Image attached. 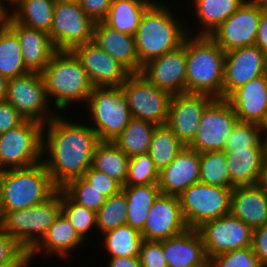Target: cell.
<instances>
[{
    "instance_id": "50",
    "label": "cell",
    "mask_w": 267,
    "mask_h": 267,
    "mask_svg": "<svg viewBox=\"0 0 267 267\" xmlns=\"http://www.w3.org/2000/svg\"><path fill=\"white\" fill-rule=\"evenodd\" d=\"M251 247L260 263L267 267V224L253 229Z\"/></svg>"
},
{
    "instance_id": "11",
    "label": "cell",
    "mask_w": 267,
    "mask_h": 267,
    "mask_svg": "<svg viewBox=\"0 0 267 267\" xmlns=\"http://www.w3.org/2000/svg\"><path fill=\"white\" fill-rule=\"evenodd\" d=\"M132 118L156 125L168 121L171 95L158 89L140 73H131L121 85Z\"/></svg>"
},
{
    "instance_id": "37",
    "label": "cell",
    "mask_w": 267,
    "mask_h": 267,
    "mask_svg": "<svg viewBox=\"0 0 267 267\" xmlns=\"http://www.w3.org/2000/svg\"><path fill=\"white\" fill-rule=\"evenodd\" d=\"M104 246L110 257L138 256L141 242V233L129 225H124L103 233Z\"/></svg>"
},
{
    "instance_id": "8",
    "label": "cell",
    "mask_w": 267,
    "mask_h": 267,
    "mask_svg": "<svg viewBox=\"0 0 267 267\" xmlns=\"http://www.w3.org/2000/svg\"><path fill=\"white\" fill-rule=\"evenodd\" d=\"M44 125L25 120L19 126L0 134V171L25 168L42 161Z\"/></svg>"
},
{
    "instance_id": "45",
    "label": "cell",
    "mask_w": 267,
    "mask_h": 267,
    "mask_svg": "<svg viewBox=\"0 0 267 267\" xmlns=\"http://www.w3.org/2000/svg\"><path fill=\"white\" fill-rule=\"evenodd\" d=\"M29 253L0 228V265L29 264Z\"/></svg>"
},
{
    "instance_id": "55",
    "label": "cell",
    "mask_w": 267,
    "mask_h": 267,
    "mask_svg": "<svg viewBox=\"0 0 267 267\" xmlns=\"http://www.w3.org/2000/svg\"><path fill=\"white\" fill-rule=\"evenodd\" d=\"M8 79L0 74V102L6 99Z\"/></svg>"
},
{
    "instance_id": "14",
    "label": "cell",
    "mask_w": 267,
    "mask_h": 267,
    "mask_svg": "<svg viewBox=\"0 0 267 267\" xmlns=\"http://www.w3.org/2000/svg\"><path fill=\"white\" fill-rule=\"evenodd\" d=\"M197 230L209 260L224 252L252 246L253 229L231 214L206 221Z\"/></svg>"
},
{
    "instance_id": "31",
    "label": "cell",
    "mask_w": 267,
    "mask_h": 267,
    "mask_svg": "<svg viewBox=\"0 0 267 267\" xmlns=\"http://www.w3.org/2000/svg\"><path fill=\"white\" fill-rule=\"evenodd\" d=\"M56 0H15L12 18L26 27L47 33L51 30Z\"/></svg>"
},
{
    "instance_id": "17",
    "label": "cell",
    "mask_w": 267,
    "mask_h": 267,
    "mask_svg": "<svg viewBox=\"0 0 267 267\" xmlns=\"http://www.w3.org/2000/svg\"><path fill=\"white\" fill-rule=\"evenodd\" d=\"M213 100L206 94L187 92L171 96L167 126L185 146L193 141L202 113Z\"/></svg>"
},
{
    "instance_id": "1",
    "label": "cell",
    "mask_w": 267,
    "mask_h": 267,
    "mask_svg": "<svg viewBox=\"0 0 267 267\" xmlns=\"http://www.w3.org/2000/svg\"><path fill=\"white\" fill-rule=\"evenodd\" d=\"M99 142L91 125L67 121L65 116L57 114L44 125L42 155L49 157L42 162L59 189L68 181L82 177L92 166Z\"/></svg>"
},
{
    "instance_id": "10",
    "label": "cell",
    "mask_w": 267,
    "mask_h": 267,
    "mask_svg": "<svg viewBox=\"0 0 267 267\" xmlns=\"http://www.w3.org/2000/svg\"><path fill=\"white\" fill-rule=\"evenodd\" d=\"M94 24L78 1L56 0L48 34L57 51H72L93 42Z\"/></svg>"
},
{
    "instance_id": "29",
    "label": "cell",
    "mask_w": 267,
    "mask_h": 267,
    "mask_svg": "<svg viewBox=\"0 0 267 267\" xmlns=\"http://www.w3.org/2000/svg\"><path fill=\"white\" fill-rule=\"evenodd\" d=\"M153 2L154 0H112L103 22L120 33L134 36L142 15Z\"/></svg>"
},
{
    "instance_id": "62",
    "label": "cell",
    "mask_w": 267,
    "mask_h": 267,
    "mask_svg": "<svg viewBox=\"0 0 267 267\" xmlns=\"http://www.w3.org/2000/svg\"><path fill=\"white\" fill-rule=\"evenodd\" d=\"M1 218H2V213H1V209H0V221H1Z\"/></svg>"
},
{
    "instance_id": "52",
    "label": "cell",
    "mask_w": 267,
    "mask_h": 267,
    "mask_svg": "<svg viewBox=\"0 0 267 267\" xmlns=\"http://www.w3.org/2000/svg\"><path fill=\"white\" fill-rule=\"evenodd\" d=\"M108 267H141L139 257H110Z\"/></svg>"
},
{
    "instance_id": "12",
    "label": "cell",
    "mask_w": 267,
    "mask_h": 267,
    "mask_svg": "<svg viewBox=\"0 0 267 267\" xmlns=\"http://www.w3.org/2000/svg\"><path fill=\"white\" fill-rule=\"evenodd\" d=\"M5 100L26 120L45 125L56 116L48 109L51 100L47 98L45 82L39 72L8 79Z\"/></svg>"
},
{
    "instance_id": "32",
    "label": "cell",
    "mask_w": 267,
    "mask_h": 267,
    "mask_svg": "<svg viewBox=\"0 0 267 267\" xmlns=\"http://www.w3.org/2000/svg\"><path fill=\"white\" fill-rule=\"evenodd\" d=\"M199 19L200 31L196 35H208L228 19L246 0H192Z\"/></svg>"
},
{
    "instance_id": "41",
    "label": "cell",
    "mask_w": 267,
    "mask_h": 267,
    "mask_svg": "<svg viewBox=\"0 0 267 267\" xmlns=\"http://www.w3.org/2000/svg\"><path fill=\"white\" fill-rule=\"evenodd\" d=\"M61 213L69 220L79 236L85 240L87 234L92 229H96V212L83 205L74 202L61 189Z\"/></svg>"
},
{
    "instance_id": "26",
    "label": "cell",
    "mask_w": 267,
    "mask_h": 267,
    "mask_svg": "<svg viewBox=\"0 0 267 267\" xmlns=\"http://www.w3.org/2000/svg\"><path fill=\"white\" fill-rule=\"evenodd\" d=\"M230 214L252 229L267 224V193L257 184L233 187Z\"/></svg>"
},
{
    "instance_id": "38",
    "label": "cell",
    "mask_w": 267,
    "mask_h": 267,
    "mask_svg": "<svg viewBox=\"0 0 267 267\" xmlns=\"http://www.w3.org/2000/svg\"><path fill=\"white\" fill-rule=\"evenodd\" d=\"M200 182L233 188L230 184L227 157L223 151H207L200 153Z\"/></svg>"
},
{
    "instance_id": "24",
    "label": "cell",
    "mask_w": 267,
    "mask_h": 267,
    "mask_svg": "<svg viewBox=\"0 0 267 267\" xmlns=\"http://www.w3.org/2000/svg\"><path fill=\"white\" fill-rule=\"evenodd\" d=\"M16 34L22 50L23 63L30 72L41 73L57 51L49 34L26 27L13 18L8 25Z\"/></svg>"
},
{
    "instance_id": "48",
    "label": "cell",
    "mask_w": 267,
    "mask_h": 267,
    "mask_svg": "<svg viewBox=\"0 0 267 267\" xmlns=\"http://www.w3.org/2000/svg\"><path fill=\"white\" fill-rule=\"evenodd\" d=\"M86 15L96 22H103L107 17L112 0H79Z\"/></svg>"
},
{
    "instance_id": "54",
    "label": "cell",
    "mask_w": 267,
    "mask_h": 267,
    "mask_svg": "<svg viewBox=\"0 0 267 267\" xmlns=\"http://www.w3.org/2000/svg\"><path fill=\"white\" fill-rule=\"evenodd\" d=\"M258 185L263 189L265 193H267V156L265 157L262 165Z\"/></svg>"
},
{
    "instance_id": "44",
    "label": "cell",
    "mask_w": 267,
    "mask_h": 267,
    "mask_svg": "<svg viewBox=\"0 0 267 267\" xmlns=\"http://www.w3.org/2000/svg\"><path fill=\"white\" fill-rule=\"evenodd\" d=\"M209 267H264L252 247L224 252L212 257Z\"/></svg>"
},
{
    "instance_id": "18",
    "label": "cell",
    "mask_w": 267,
    "mask_h": 267,
    "mask_svg": "<svg viewBox=\"0 0 267 267\" xmlns=\"http://www.w3.org/2000/svg\"><path fill=\"white\" fill-rule=\"evenodd\" d=\"M188 229L178 196L160 194L149 208V214L140 232L144 240L163 241Z\"/></svg>"
},
{
    "instance_id": "53",
    "label": "cell",
    "mask_w": 267,
    "mask_h": 267,
    "mask_svg": "<svg viewBox=\"0 0 267 267\" xmlns=\"http://www.w3.org/2000/svg\"><path fill=\"white\" fill-rule=\"evenodd\" d=\"M5 1L8 4H6ZM7 5L12 4L8 0H0V28L7 27L12 18V13L8 11L9 9L6 7Z\"/></svg>"
},
{
    "instance_id": "43",
    "label": "cell",
    "mask_w": 267,
    "mask_h": 267,
    "mask_svg": "<svg viewBox=\"0 0 267 267\" xmlns=\"http://www.w3.org/2000/svg\"><path fill=\"white\" fill-rule=\"evenodd\" d=\"M61 189L76 203L97 212L106 197L88 184L82 177L68 181Z\"/></svg>"
},
{
    "instance_id": "7",
    "label": "cell",
    "mask_w": 267,
    "mask_h": 267,
    "mask_svg": "<svg viewBox=\"0 0 267 267\" xmlns=\"http://www.w3.org/2000/svg\"><path fill=\"white\" fill-rule=\"evenodd\" d=\"M86 102L100 141L113 142L132 119L121 87H94Z\"/></svg>"
},
{
    "instance_id": "35",
    "label": "cell",
    "mask_w": 267,
    "mask_h": 267,
    "mask_svg": "<svg viewBox=\"0 0 267 267\" xmlns=\"http://www.w3.org/2000/svg\"><path fill=\"white\" fill-rule=\"evenodd\" d=\"M29 72L23 63L21 46L15 32L9 26L0 28V74L10 79Z\"/></svg>"
},
{
    "instance_id": "46",
    "label": "cell",
    "mask_w": 267,
    "mask_h": 267,
    "mask_svg": "<svg viewBox=\"0 0 267 267\" xmlns=\"http://www.w3.org/2000/svg\"><path fill=\"white\" fill-rule=\"evenodd\" d=\"M82 178L94 189L102 192L106 198L122 190V185L118 181L92 166L82 175Z\"/></svg>"
},
{
    "instance_id": "56",
    "label": "cell",
    "mask_w": 267,
    "mask_h": 267,
    "mask_svg": "<svg viewBox=\"0 0 267 267\" xmlns=\"http://www.w3.org/2000/svg\"><path fill=\"white\" fill-rule=\"evenodd\" d=\"M260 130H261L264 140H267V112H266L264 121L260 124Z\"/></svg>"
},
{
    "instance_id": "36",
    "label": "cell",
    "mask_w": 267,
    "mask_h": 267,
    "mask_svg": "<svg viewBox=\"0 0 267 267\" xmlns=\"http://www.w3.org/2000/svg\"><path fill=\"white\" fill-rule=\"evenodd\" d=\"M185 145L166 125H157L154 129L148 154L159 172L167 167L180 153Z\"/></svg>"
},
{
    "instance_id": "39",
    "label": "cell",
    "mask_w": 267,
    "mask_h": 267,
    "mask_svg": "<svg viewBox=\"0 0 267 267\" xmlns=\"http://www.w3.org/2000/svg\"><path fill=\"white\" fill-rule=\"evenodd\" d=\"M97 229L103 234L117 227L127 225V201L123 190L106 198L96 212Z\"/></svg>"
},
{
    "instance_id": "49",
    "label": "cell",
    "mask_w": 267,
    "mask_h": 267,
    "mask_svg": "<svg viewBox=\"0 0 267 267\" xmlns=\"http://www.w3.org/2000/svg\"><path fill=\"white\" fill-rule=\"evenodd\" d=\"M25 120L6 100L0 102V134L19 126Z\"/></svg>"
},
{
    "instance_id": "2",
    "label": "cell",
    "mask_w": 267,
    "mask_h": 267,
    "mask_svg": "<svg viewBox=\"0 0 267 267\" xmlns=\"http://www.w3.org/2000/svg\"><path fill=\"white\" fill-rule=\"evenodd\" d=\"M186 36V92L223 99L224 50L208 35Z\"/></svg>"
},
{
    "instance_id": "63",
    "label": "cell",
    "mask_w": 267,
    "mask_h": 267,
    "mask_svg": "<svg viewBox=\"0 0 267 267\" xmlns=\"http://www.w3.org/2000/svg\"><path fill=\"white\" fill-rule=\"evenodd\" d=\"M11 4L15 1V0H8Z\"/></svg>"
},
{
    "instance_id": "51",
    "label": "cell",
    "mask_w": 267,
    "mask_h": 267,
    "mask_svg": "<svg viewBox=\"0 0 267 267\" xmlns=\"http://www.w3.org/2000/svg\"><path fill=\"white\" fill-rule=\"evenodd\" d=\"M255 45L261 50L267 47V12H262Z\"/></svg>"
},
{
    "instance_id": "4",
    "label": "cell",
    "mask_w": 267,
    "mask_h": 267,
    "mask_svg": "<svg viewBox=\"0 0 267 267\" xmlns=\"http://www.w3.org/2000/svg\"><path fill=\"white\" fill-rule=\"evenodd\" d=\"M58 189L42 161L25 168L2 170L0 171L2 216L9 211L28 209L42 203Z\"/></svg>"
},
{
    "instance_id": "33",
    "label": "cell",
    "mask_w": 267,
    "mask_h": 267,
    "mask_svg": "<svg viewBox=\"0 0 267 267\" xmlns=\"http://www.w3.org/2000/svg\"><path fill=\"white\" fill-rule=\"evenodd\" d=\"M129 157L112 141H100L95 148L92 167L125 184Z\"/></svg>"
},
{
    "instance_id": "20",
    "label": "cell",
    "mask_w": 267,
    "mask_h": 267,
    "mask_svg": "<svg viewBox=\"0 0 267 267\" xmlns=\"http://www.w3.org/2000/svg\"><path fill=\"white\" fill-rule=\"evenodd\" d=\"M265 68L263 50L256 45L225 52L223 99L238 87L264 75Z\"/></svg>"
},
{
    "instance_id": "34",
    "label": "cell",
    "mask_w": 267,
    "mask_h": 267,
    "mask_svg": "<svg viewBox=\"0 0 267 267\" xmlns=\"http://www.w3.org/2000/svg\"><path fill=\"white\" fill-rule=\"evenodd\" d=\"M156 126L152 122L132 118L113 142L129 158L147 153Z\"/></svg>"
},
{
    "instance_id": "22",
    "label": "cell",
    "mask_w": 267,
    "mask_h": 267,
    "mask_svg": "<svg viewBox=\"0 0 267 267\" xmlns=\"http://www.w3.org/2000/svg\"><path fill=\"white\" fill-rule=\"evenodd\" d=\"M168 267H209L202 237L197 229L188 228L162 241Z\"/></svg>"
},
{
    "instance_id": "42",
    "label": "cell",
    "mask_w": 267,
    "mask_h": 267,
    "mask_svg": "<svg viewBox=\"0 0 267 267\" xmlns=\"http://www.w3.org/2000/svg\"><path fill=\"white\" fill-rule=\"evenodd\" d=\"M159 170L148 153L129 158L127 178L123 186L158 184Z\"/></svg>"
},
{
    "instance_id": "61",
    "label": "cell",
    "mask_w": 267,
    "mask_h": 267,
    "mask_svg": "<svg viewBox=\"0 0 267 267\" xmlns=\"http://www.w3.org/2000/svg\"><path fill=\"white\" fill-rule=\"evenodd\" d=\"M265 142H266V156H267V140H265Z\"/></svg>"
},
{
    "instance_id": "58",
    "label": "cell",
    "mask_w": 267,
    "mask_h": 267,
    "mask_svg": "<svg viewBox=\"0 0 267 267\" xmlns=\"http://www.w3.org/2000/svg\"><path fill=\"white\" fill-rule=\"evenodd\" d=\"M0 267H28V264H8L0 265Z\"/></svg>"
},
{
    "instance_id": "59",
    "label": "cell",
    "mask_w": 267,
    "mask_h": 267,
    "mask_svg": "<svg viewBox=\"0 0 267 267\" xmlns=\"http://www.w3.org/2000/svg\"><path fill=\"white\" fill-rule=\"evenodd\" d=\"M264 58L267 64V47L263 49Z\"/></svg>"
},
{
    "instance_id": "25",
    "label": "cell",
    "mask_w": 267,
    "mask_h": 267,
    "mask_svg": "<svg viewBox=\"0 0 267 267\" xmlns=\"http://www.w3.org/2000/svg\"><path fill=\"white\" fill-rule=\"evenodd\" d=\"M93 43L118 61L130 73H140L142 65L136 53L133 35L120 33L104 22H96L93 28Z\"/></svg>"
},
{
    "instance_id": "6",
    "label": "cell",
    "mask_w": 267,
    "mask_h": 267,
    "mask_svg": "<svg viewBox=\"0 0 267 267\" xmlns=\"http://www.w3.org/2000/svg\"><path fill=\"white\" fill-rule=\"evenodd\" d=\"M61 213V188L42 203L28 209L6 212L0 228L30 253L46 236Z\"/></svg>"
},
{
    "instance_id": "30",
    "label": "cell",
    "mask_w": 267,
    "mask_h": 267,
    "mask_svg": "<svg viewBox=\"0 0 267 267\" xmlns=\"http://www.w3.org/2000/svg\"><path fill=\"white\" fill-rule=\"evenodd\" d=\"M127 201V225L141 232L146 223L149 208L161 191L158 184L122 186Z\"/></svg>"
},
{
    "instance_id": "15",
    "label": "cell",
    "mask_w": 267,
    "mask_h": 267,
    "mask_svg": "<svg viewBox=\"0 0 267 267\" xmlns=\"http://www.w3.org/2000/svg\"><path fill=\"white\" fill-rule=\"evenodd\" d=\"M262 12L252 0H246L210 37L224 52L254 46Z\"/></svg>"
},
{
    "instance_id": "9",
    "label": "cell",
    "mask_w": 267,
    "mask_h": 267,
    "mask_svg": "<svg viewBox=\"0 0 267 267\" xmlns=\"http://www.w3.org/2000/svg\"><path fill=\"white\" fill-rule=\"evenodd\" d=\"M232 189L197 182L182 192L178 199L188 228L230 214Z\"/></svg>"
},
{
    "instance_id": "23",
    "label": "cell",
    "mask_w": 267,
    "mask_h": 267,
    "mask_svg": "<svg viewBox=\"0 0 267 267\" xmlns=\"http://www.w3.org/2000/svg\"><path fill=\"white\" fill-rule=\"evenodd\" d=\"M226 100L237 118L260 125L267 112V80L265 74L234 90Z\"/></svg>"
},
{
    "instance_id": "28",
    "label": "cell",
    "mask_w": 267,
    "mask_h": 267,
    "mask_svg": "<svg viewBox=\"0 0 267 267\" xmlns=\"http://www.w3.org/2000/svg\"><path fill=\"white\" fill-rule=\"evenodd\" d=\"M229 169L230 184L237 186L257 185L266 157V148H250L225 152Z\"/></svg>"
},
{
    "instance_id": "5",
    "label": "cell",
    "mask_w": 267,
    "mask_h": 267,
    "mask_svg": "<svg viewBox=\"0 0 267 267\" xmlns=\"http://www.w3.org/2000/svg\"><path fill=\"white\" fill-rule=\"evenodd\" d=\"M41 74L47 98H54V105L61 112L73 102H86L94 88L72 51H56Z\"/></svg>"
},
{
    "instance_id": "40",
    "label": "cell",
    "mask_w": 267,
    "mask_h": 267,
    "mask_svg": "<svg viewBox=\"0 0 267 267\" xmlns=\"http://www.w3.org/2000/svg\"><path fill=\"white\" fill-rule=\"evenodd\" d=\"M250 148H266L260 125L238 120L226 140L223 152Z\"/></svg>"
},
{
    "instance_id": "16",
    "label": "cell",
    "mask_w": 267,
    "mask_h": 267,
    "mask_svg": "<svg viewBox=\"0 0 267 267\" xmlns=\"http://www.w3.org/2000/svg\"><path fill=\"white\" fill-rule=\"evenodd\" d=\"M186 64L185 38L177 49L147 61L142 65L140 74L171 96L186 93Z\"/></svg>"
},
{
    "instance_id": "19",
    "label": "cell",
    "mask_w": 267,
    "mask_h": 267,
    "mask_svg": "<svg viewBox=\"0 0 267 267\" xmlns=\"http://www.w3.org/2000/svg\"><path fill=\"white\" fill-rule=\"evenodd\" d=\"M72 52L80 60L94 87H121L131 74L93 42L77 46Z\"/></svg>"
},
{
    "instance_id": "3",
    "label": "cell",
    "mask_w": 267,
    "mask_h": 267,
    "mask_svg": "<svg viewBox=\"0 0 267 267\" xmlns=\"http://www.w3.org/2000/svg\"><path fill=\"white\" fill-rule=\"evenodd\" d=\"M178 20L169 7L159 2L154 1L146 9L134 35L136 53L141 65L183 44L190 31Z\"/></svg>"
},
{
    "instance_id": "47",
    "label": "cell",
    "mask_w": 267,
    "mask_h": 267,
    "mask_svg": "<svg viewBox=\"0 0 267 267\" xmlns=\"http://www.w3.org/2000/svg\"><path fill=\"white\" fill-rule=\"evenodd\" d=\"M141 267H168L164 257L162 241L142 240L139 249Z\"/></svg>"
},
{
    "instance_id": "27",
    "label": "cell",
    "mask_w": 267,
    "mask_h": 267,
    "mask_svg": "<svg viewBox=\"0 0 267 267\" xmlns=\"http://www.w3.org/2000/svg\"><path fill=\"white\" fill-rule=\"evenodd\" d=\"M82 243H84V240L79 236L69 220L60 213L49 227L46 236L29 253V260L34 259L35 255L39 254L40 251H43L44 255L47 254V256L58 254V256L65 259L69 253L71 254L72 250L78 248Z\"/></svg>"
},
{
    "instance_id": "60",
    "label": "cell",
    "mask_w": 267,
    "mask_h": 267,
    "mask_svg": "<svg viewBox=\"0 0 267 267\" xmlns=\"http://www.w3.org/2000/svg\"><path fill=\"white\" fill-rule=\"evenodd\" d=\"M265 77H266V80H267V64H266V68H265Z\"/></svg>"
},
{
    "instance_id": "21",
    "label": "cell",
    "mask_w": 267,
    "mask_h": 267,
    "mask_svg": "<svg viewBox=\"0 0 267 267\" xmlns=\"http://www.w3.org/2000/svg\"><path fill=\"white\" fill-rule=\"evenodd\" d=\"M200 153L185 146L176 158L159 172L161 194L179 196L194 183L200 182Z\"/></svg>"
},
{
    "instance_id": "13",
    "label": "cell",
    "mask_w": 267,
    "mask_h": 267,
    "mask_svg": "<svg viewBox=\"0 0 267 267\" xmlns=\"http://www.w3.org/2000/svg\"><path fill=\"white\" fill-rule=\"evenodd\" d=\"M239 119L226 99H214L204 110L193 141L187 146L199 153L223 151Z\"/></svg>"
},
{
    "instance_id": "57",
    "label": "cell",
    "mask_w": 267,
    "mask_h": 267,
    "mask_svg": "<svg viewBox=\"0 0 267 267\" xmlns=\"http://www.w3.org/2000/svg\"><path fill=\"white\" fill-rule=\"evenodd\" d=\"M257 6H259L264 12H267V0H252Z\"/></svg>"
}]
</instances>
